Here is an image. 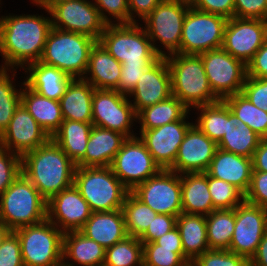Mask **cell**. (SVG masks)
I'll use <instances>...</instances> for the list:
<instances>
[{
    "label": "cell",
    "mask_w": 267,
    "mask_h": 266,
    "mask_svg": "<svg viewBox=\"0 0 267 266\" xmlns=\"http://www.w3.org/2000/svg\"><path fill=\"white\" fill-rule=\"evenodd\" d=\"M247 76L252 78H267V38L262 47L247 63Z\"/></svg>",
    "instance_id": "11a10c76"
},
{
    "label": "cell",
    "mask_w": 267,
    "mask_h": 266,
    "mask_svg": "<svg viewBox=\"0 0 267 266\" xmlns=\"http://www.w3.org/2000/svg\"><path fill=\"white\" fill-rule=\"evenodd\" d=\"M181 236L185 261L194 262L209 249L206 216L181 213L176 220Z\"/></svg>",
    "instance_id": "d6a6232c"
},
{
    "label": "cell",
    "mask_w": 267,
    "mask_h": 266,
    "mask_svg": "<svg viewBox=\"0 0 267 266\" xmlns=\"http://www.w3.org/2000/svg\"><path fill=\"white\" fill-rule=\"evenodd\" d=\"M183 248H167L155 242L143 244V266H184Z\"/></svg>",
    "instance_id": "b9f144b4"
},
{
    "label": "cell",
    "mask_w": 267,
    "mask_h": 266,
    "mask_svg": "<svg viewBox=\"0 0 267 266\" xmlns=\"http://www.w3.org/2000/svg\"><path fill=\"white\" fill-rule=\"evenodd\" d=\"M252 170V158L218 148L206 173L234 185L245 195L250 185Z\"/></svg>",
    "instance_id": "603a6c76"
},
{
    "label": "cell",
    "mask_w": 267,
    "mask_h": 266,
    "mask_svg": "<svg viewBox=\"0 0 267 266\" xmlns=\"http://www.w3.org/2000/svg\"><path fill=\"white\" fill-rule=\"evenodd\" d=\"M142 25H106L98 42L122 64L154 63L160 56Z\"/></svg>",
    "instance_id": "ba28073f"
},
{
    "label": "cell",
    "mask_w": 267,
    "mask_h": 266,
    "mask_svg": "<svg viewBox=\"0 0 267 266\" xmlns=\"http://www.w3.org/2000/svg\"><path fill=\"white\" fill-rule=\"evenodd\" d=\"M228 19L189 7L183 23L180 54L200 55L222 48Z\"/></svg>",
    "instance_id": "30bf717a"
},
{
    "label": "cell",
    "mask_w": 267,
    "mask_h": 266,
    "mask_svg": "<svg viewBox=\"0 0 267 266\" xmlns=\"http://www.w3.org/2000/svg\"><path fill=\"white\" fill-rule=\"evenodd\" d=\"M118 62L98 41L91 48L84 79L95 89L115 90L121 77Z\"/></svg>",
    "instance_id": "4316f807"
},
{
    "label": "cell",
    "mask_w": 267,
    "mask_h": 266,
    "mask_svg": "<svg viewBox=\"0 0 267 266\" xmlns=\"http://www.w3.org/2000/svg\"><path fill=\"white\" fill-rule=\"evenodd\" d=\"M198 116L195 125L211 140L218 143L225 133L239 124L224 100L196 107Z\"/></svg>",
    "instance_id": "4dcf8cb0"
},
{
    "label": "cell",
    "mask_w": 267,
    "mask_h": 266,
    "mask_svg": "<svg viewBox=\"0 0 267 266\" xmlns=\"http://www.w3.org/2000/svg\"><path fill=\"white\" fill-rule=\"evenodd\" d=\"M21 173V156L0 148V195Z\"/></svg>",
    "instance_id": "bcb514c9"
},
{
    "label": "cell",
    "mask_w": 267,
    "mask_h": 266,
    "mask_svg": "<svg viewBox=\"0 0 267 266\" xmlns=\"http://www.w3.org/2000/svg\"><path fill=\"white\" fill-rule=\"evenodd\" d=\"M137 114L127 95L116 90L95 89L92 97V124L122 133L127 138L133 133ZM133 124V125H132Z\"/></svg>",
    "instance_id": "7c38bea8"
},
{
    "label": "cell",
    "mask_w": 267,
    "mask_h": 266,
    "mask_svg": "<svg viewBox=\"0 0 267 266\" xmlns=\"http://www.w3.org/2000/svg\"><path fill=\"white\" fill-rule=\"evenodd\" d=\"M241 93L256 107L267 112V78L247 76Z\"/></svg>",
    "instance_id": "c3c4849f"
},
{
    "label": "cell",
    "mask_w": 267,
    "mask_h": 266,
    "mask_svg": "<svg viewBox=\"0 0 267 266\" xmlns=\"http://www.w3.org/2000/svg\"><path fill=\"white\" fill-rule=\"evenodd\" d=\"M46 219L47 200L21 172L0 195V221L14 231Z\"/></svg>",
    "instance_id": "277c9868"
},
{
    "label": "cell",
    "mask_w": 267,
    "mask_h": 266,
    "mask_svg": "<svg viewBox=\"0 0 267 266\" xmlns=\"http://www.w3.org/2000/svg\"><path fill=\"white\" fill-rule=\"evenodd\" d=\"M234 17L267 21V0H234Z\"/></svg>",
    "instance_id": "f5cc1de1"
},
{
    "label": "cell",
    "mask_w": 267,
    "mask_h": 266,
    "mask_svg": "<svg viewBox=\"0 0 267 266\" xmlns=\"http://www.w3.org/2000/svg\"><path fill=\"white\" fill-rule=\"evenodd\" d=\"M51 137L30 115L22 103L16 108L7 129L0 136L1 147L21 157L47 143Z\"/></svg>",
    "instance_id": "ffe728a7"
},
{
    "label": "cell",
    "mask_w": 267,
    "mask_h": 266,
    "mask_svg": "<svg viewBox=\"0 0 267 266\" xmlns=\"http://www.w3.org/2000/svg\"><path fill=\"white\" fill-rule=\"evenodd\" d=\"M93 3L107 25L130 24L128 0H95Z\"/></svg>",
    "instance_id": "ee69618b"
},
{
    "label": "cell",
    "mask_w": 267,
    "mask_h": 266,
    "mask_svg": "<svg viewBox=\"0 0 267 266\" xmlns=\"http://www.w3.org/2000/svg\"><path fill=\"white\" fill-rule=\"evenodd\" d=\"M79 231L105 249L129 236L122 209L92 212Z\"/></svg>",
    "instance_id": "d4e9b609"
},
{
    "label": "cell",
    "mask_w": 267,
    "mask_h": 266,
    "mask_svg": "<svg viewBox=\"0 0 267 266\" xmlns=\"http://www.w3.org/2000/svg\"><path fill=\"white\" fill-rule=\"evenodd\" d=\"M96 39L52 27L39 62L56 67L72 78H83Z\"/></svg>",
    "instance_id": "5b68a950"
},
{
    "label": "cell",
    "mask_w": 267,
    "mask_h": 266,
    "mask_svg": "<svg viewBox=\"0 0 267 266\" xmlns=\"http://www.w3.org/2000/svg\"><path fill=\"white\" fill-rule=\"evenodd\" d=\"M110 167L130 191L161 170L139 136L123 142Z\"/></svg>",
    "instance_id": "5bb4252c"
},
{
    "label": "cell",
    "mask_w": 267,
    "mask_h": 266,
    "mask_svg": "<svg viewBox=\"0 0 267 266\" xmlns=\"http://www.w3.org/2000/svg\"><path fill=\"white\" fill-rule=\"evenodd\" d=\"M24 266H62L63 232L48 219L13 231Z\"/></svg>",
    "instance_id": "9c48e42d"
},
{
    "label": "cell",
    "mask_w": 267,
    "mask_h": 266,
    "mask_svg": "<svg viewBox=\"0 0 267 266\" xmlns=\"http://www.w3.org/2000/svg\"><path fill=\"white\" fill-rule=\"evenodd\" d=\"M171 96L170 70L166 57H160L144 71L128 98L134 99L130 102L138 114L142 109L165 101Z\"/></svg>",
    "instance_id": "44dd1931"
},
{
    "label": "cell",
    "mask_w": 267,
    "mask_h": 266,
    "mask_svg": "<svg viewBox=\"0 0 267 266\" xmlns=\"http://www.w3.org/2000/svg\"><path fill=\"white\" fill-rule=\"evenodd\" d=\"M153 63L122 64L121 77L115 89L121 94L129 95L135 88L144 71Z\"/></svg>",
    "instance_id": "f907efd6"
},
{
    "label": "cell",
    "mask_w": 267,
    "mask_h": 266,
    "mask_svg": "<svg viewBox=\"0 0 267 266\" xmlns=\"http://www.w3.org/2000/svg\"><path fill=\"white\" fill-rule=\"evenodd\" d=\"M122 212L129 236L139 238L148 228L157 213L140 201L131 191L125 198Z\"/></svg>",
    "instance_id": "f35d334b"
},
{
    "label": "cell",
    "mask_w": 267,
    "mask_h": 266,
    "mask_svg": "<svg viewBox=\"0 0 267 266\" xmlns=\"http://www.w3.org/2000/svg\"><path fill=\"white\" fill-rule=\"evenodd\" d=\"M208 189L215 209H234L244 201V194L234 185L209 175Z\"/></svg>",
    "instance_id": "7bdbcfd3"
},
{
    "label": "cell",
    "mask_w": 267,
    "mask_h": 266,
    "mask_svg": "<svg viewBox=\"0 0 267 266\" xmlns=\"http://www.w3.org/2000/svg\"><path fill=\"white\" fill-rule=\"evenodd\" d=\"M189 110L177 97L171 96L165 101L142 109L137 114L140 129H154L165 124L181 120Z\"/></svg>",
    "instance_id": "e575fe53"
},
{
    "label": "cell",
    "mask_w": 267,
    "mask_h": 266,
    "mask_svg": "<svg viewBox=\"0 0 267 266\" xmlns=\"http://www.w3.org/2000/svg\"><path fill=\"white\" fill-rule=\"evenodd\" d=\"M190 6V0H163L142 20L147 36L160 57L179 53L183 23ZM156 42L160 44L156 45Z\"/></svg>",
    "instance_id": "52a82bcc"
},
{
    "label": "cell",
    "mask_w": 267,
    "mask_h": 266,
    "mask_svg": "<svg viewBox=\"0 0 267 266\" xmlns=\"http://www.w3.org/2000/svg\"><path fill=\"white\" fill-rule=\"evenodd\" d=\"M27 73L24 83L36 93L60 101L72 77L60 69L39 61L24 69Z\"/></svg>",
    "instance_id": "83f0119b"
},
{
    "label": "cell",
    "mask_w": 267,
    "mask_h": 266,
    "mask_svg": "<svg viewBox=\"0 0 267 266\" xmlns=\"http://www.w3.org/2000/svg\"><path fill=\"white\" fill-rule=\"evenodd\" d=\"M0 266H24L20 241L13 231L0 245Z\"/></svg>",
    "instance_id": "816d5d0a"
},
{
    "label": "cell",
    "mask_w": 267,
    "mask_h": 266,
    "mask_svg": "<svg viewBox=\"0 0 267 266\" xmlns=\"http://www.w3.org/2000/svg\"><path fill=\"white\" fill-rule=\"evenodd\" d=\"M21 103L50 137L60 128L64 120L60 101L41 96L23 81Z\"/></svg>",
    "instance_id": "1f68e13d"
},
{
    "label": "cell",
    "mask_w": 267,
    "mask_h": 266,
    "mask_svg": "<svg viewBox=\"0 0 267 266\" xmlns=\"http://www.w3.org/2000/svg\"><path fill=\"white\" fill-rule=\"evenodd\" d=\"M157 245L167 248H183L180 232L177 227L154 241Z\"/></svg>",
    "instance_id": "680465c9"
},
{
    "label": "cell",
    "mask_w": 267,
    "mask_h": 266,
    "mask_svg": "<svg viewBox=\"0 0 267 266\" xmlns=\"http://www.w3.org/2000/svg\"><path fill=\"white\" fill-rule=\"evenodd\" d=\"M16 73V70L0 67V136L9 126L16 108L21 103L22 84L18 89L13 81L14 77H17Z\"/></svg>",
    "instance_id": "74e56055"
},
{
    "label": "cell",
    "mask_w": 267,
    "mask_h": 266,
    "mask_svg": "<svg viewBox=\"0 0 267 266\" xmlns=\"http://www.w3.org/2000/svg\"><path fill=\"white\" fill-rule=\"evenodd\" d=\"M190 5L200 11L230 19L234 17V0H190Z\"/></svg>",
    "instance_id": "db71d44e"
},
{
    "label": "cell",
    "mask_w": 267,
    "mask_h": 266,
    "mask_svg": "<svg viewBox=\"0 0 267 266\" xmlns=\"http://www.w3.org/2000/svg\"><path fill=\"white\" fill-rule=\"evenodd\" d=\"M193 263L196 266H247L249 261L229 250L208 249Z\"/></svg>",
    "instance_id": "f6af8a7d"
},
{
    "label": "cell",
    "mask_w": 267,
    "mask_h": 266,
    "mask_svg": "<svg viewBox=\"0 0 267 266\" xmlns=\"http://www.w3.org/2000/svg\"><path fill=\"white\" fill-rule=\"evenodd\" d=\"M103 266H143V244L133 236L123 240L105 250Z\"/></svg>",
    "instance_id": "60d3db41"
},
{
    "label": "cell",
    "mask_w": 267,
    "mask_h": 266,
    "mask_svg": "<svg viewBox=\"0 0 267 266\" xmlns=\"http://www.w3.org/2000/svg\"><path fill=\"white\" fill-rule=\"evenodd\" d=\"M188 114L191 115L190 111L181 120L154 129H139V138L161 169L169 170L174 165L179 146L194 124L187 121Z\"/></svg>",
    "instance_id": "ac0fdd59"
},
{
    "label": "cell",
    "mask_w": 267,
    "mask_h": 266,
    "mask_svg": "<svg viewBox=\"0 0 267 266\" xmlns=\"http://www.w3.org/2000/svg\"><path fill=\"white\" fill-rule=\"evenodd\" d=\"M74 185L92 212L122 209L130 190L108 167H76Z\"/></svg>",
    "instance_id": "8992f818"
},
{
    "label": "cell",
    "mask_w": 267,
    "mask_h": 266,
    "mask_svg": "<svg viewBox=\"0 0 267 266\" xmlns=\"http://www.w3.org/2000/svg\"><path fill=\"white\" fill-rule=\"evenodd\" d=\"M204 65L209 86L219 100L241 93L247 77L244 62L234 58L223 48L199 55Z\"/></svg>",
    "instance_id": "8fae6325"
},
{
    "label": "cell",
    "mask_w": 267,
    "mask_h": 266,
    "mask_svg": "<svg viewBox=\"0 0 267 266\" xmlns=\"http://www.w3.org/2000/svg\"><path fill=\"white\" fill-rule=\"evenodd\" d=\"M252 171L267 172V138L261 139L252 157Z\"/></svg>",
    "instance_id": "6f0895ef"
},
{
    "label": "cell",
    "mask_w": 267,
    "mask_h": 266,
    "mask_svg": "<svg viewBox=\"0 0 267 266\" xmlns=\"http://www.w3.org/2000/svg\"><path fill=\"white\" fill-rule=\"evenodd\" d=\"M12 231L0 221V245Z\"/></svg>",
    "instance_id": "6125c7cd"
},
{
    "label": "cell",
    "mask_w": 267,
    "mask_h": 266,
    "mask_svg": "<svg viewBox=\"0 0 267 266\" xmlns=\"http://www.w3.org/2000/svg\"><path fill=\"white\" fill-rule=\"evenodd\" d=\"M157 214L178 217L182 211L181 174L161 169L131 191Z\"/></svg>",
    "instance_id": "4fadbf2b"
},
{
    "label": "cell",
    "mask_w": 267,
    "mask_h": 266,
    "mask_svg": "<svg viewBox=\"0 0 267 266\" xmlns=\"http://www.w3.org/2000/svg\"><path fill=\"white\" fill-rule=\"evenodd\" d=\"M127 139L122 133L93 125L84 158L76 167H108Z\"/></svg>",
    "instance_id": "cb8c5ba5"
},
{
    "label": "cell",
    "mask_w": 267,
    "mask_h": 266,
    "mask_svg": "<svg viewBox=\"0 0 267 266\" xmlns=\"http://www.w3.org/2000/svg\"><path fill=\"white\" fill-rule=\"evenodd\" d=\"M181 202L185 214L206 216L215 210L206 172L181 174Z\"/></svg>",
    "instance_id": "f1b7e54d"
},
{
    "label": "cell",
    "mask_w": 267,
    "mask_h": 266,
    "mask_svg": "<svg viewBox=\"0 0 267 266\" xmlns=\"http://www.w3.org/2000/svg\"><path fill=\"white\" fill-rule=\"evenodd\" d=\"M11 14L0 17V56L3 57L0 66L24 70L40 60L52 29L51 16Z\"/></svg>",
    "instance_id": "6da1fadb"
},
{
    "label": "cell",
    "mask_w": 267,
    "mask_h": 266,
    "mask_svg": "<svg viewBox=\"0 0 267 266\" xmlns=\"http://www.w3.org/2000/svg\"><path fill=\"white\" fill-rule=\"evenodd\" d=\"M92 128V122L64 119L60 128L53 134L51 139L77 165L85 156Z\"/></svg>",
    "instance_id": "836d02e7"
},
{
    "label": "cell",
    "mask_w": 267,
    "mask_h": 266,
    "mask_svg": "<svg viewBox=\"0 0 267 266\" xmlns=\"http://www.w3.org/2000/svg\"><path fill=\"white\" fill-rule=\"evenodd\" d=\"M176 216L157 214L147 230L138 238L142 244L154 242L156 239L176 227Z\"/></svg>",
    "instance_id": "681fc988"
},
{
    "label": "cell",
    "mask_w": 267,
    "mask_h": 266,
    "mask_svg": "<svg viewBox=\"0 0 267 266\" xmlns=\"http://www.w3.org/2000/svg\"><path fill=\"white\" fill-rule=\"evenodd\" d=\"M161 1L163 0H128L130 24L142 21Z\"/></svg>",
    "instance_id": "9f6ffc18"
},
{
    "label": "cell",
    "mask_w": 267,
    "mask_h": 266,
    "mask_svg": "<svg viewBox=\"0 0 267 266\" xmlns=\"http://www.w3.org/2000/svg\"><path fill=\"white\" fill-rule=\"evenodd\" d=\"M69 0H32V4H36L35 6L41 7L42 10L50 11L55 5L60 4L62 2H66Z\"/></svg>",
    "instance_id": "94428289"
},
{
    "label": "cell",
    "mask_w": 267,
    "mask_h": 266,
    "mask_svg": "<svg viewBox=\"0 0 267 266\" xmlns=\"http://www.w3.org/2000/svg\"><path fill=\"white\" fill-rule=\"evenodd\" d=\"M171 75L172 96L189 110L219 99L211 90L199 55L174 53L166 56Z\"/></svg>",
    "instance_id": "3957f363"
},
{
    "label": "cell",
    "mask_w": 267,
    "mask_h": 266,
    "mask_svg": "<svg viewBox=\"0 0 267 266\" xmlns=\"http://www.w3.org/2000/svg\"><path fill=\"white\" fill-rule=\"evenodd\" d=\"M95 88L84 78H72L60 98L63 119L92 122V97Z\"/></svg>",
    "instance_id": "f546056e"
},
{
    "label": "cell",
    "mask_w": 267,
    "mask_h": 266,
    "mask_svg": "<svg viewBox=\"0 0 267 266\" xmlns=\"http://www.w3.org/2000/svg\"><path fill=\"white\" fill-rule=\"evenodd\" d=\"M76 164L52 140L21 157V172L48 201L74 184Z\"/></svg>",
    "instance_id": "7a4b0ae2"
},
{
    "label": "cell",
    "mask_w": 267,
    "mask_h": 266,
    "mask_svg": "<svg viewBox=\"0 0 267 266\" xmlns=\"http://www.w3.org/2000/svg\"><path fill=\"white\" fill-rule=\"evenodd\" d=\"M231 112L262 139L267 138V112L252 104L242 93L224 99Z\"/></svg>",
    "instance_id": "8d00e7d4"
},
{
    "label": "cell",
    "mask_w": 267,
    "mask_h": 266,
    "mask_svg": "<svg viewBox=\"0 0 267 266\" xmlns=\"http://www.w3.org/2000/svg\"><path fill=\"white\" fill-rule=\"evenodd\" d=\"M267 232V209L245 200L235 207V228L229 251L248 261Z\"/></svg>",
    "instance_id": "2e32d148"
},
{
    "label": "cell",
    "mask_w": 267,
    "mask_h": 266,
    "mask_svg": "<svg viewBox=\"0 0 267 266\" xmlns=\"http://www.w3.org/2000/svg\"><path fill=\"white\" fill-rule=\"evenodd\" d=\"M91 214L89 204L74 184L47 201V219L63 233L79 231Z\"/></svg>",
    "instance_id": "d6986e66"
},
{
    "label": "cell",
    "mask_w": 267,
    "mask_h": 266,
    "mask_svg": "<svg viewBox=\"0 0 267 266\" xmlns=\"http://www.w3.org/2000/svg\"><path fill=\"white\" fill-rule=\"evenodd\" d=\"M217 149V143L193 124L186 132L174 165L169 170L178 174L206 172Z\"/></svg>",
    "instance_id": "7402d4cb"
},
{
    "label": "cell",
    "mask_w": 267,
    "mask_h": 266,
    "mask_svg": "<svg viewBox=\"0 0 267 266\" xmlns=\"http://www.w3.org/2000/svg\"><path fill=\"white\" fill-rule=\"evenodd\" d=\"M244 200L267 209V172L252 171L251 181Z\"/></svg>",
    "instance_id": "7dc6e473"
},
{
    "label": "cell",
    "mask_w": 267,
    "mask_h": 266,
    "mask_svg": "<svg viewBox=\"0 0 267 266\" xmlns=\"http://www.w3.org/2000/svg\"><path fill=\"white\" fill-rule=\"evenodd\" d=\"M209 249L229 250L235 228V208L215 209L206 215Z\"/></svg>",
    "instance_id": "d590c367"
},
{
    "label": "cell",
    "mask_w": 267,
    "mask_h": 266,
    "mask_svg": "<svg viewBox=\"0 0 267 266\" xmlns=\"http://www.w3.org/2000/svg\"><path fill=\"white\" fill-rule=\"evenodd\" d=\"M46 12L51 16L52 27L86 34L97 41L107 25L91 0H69Z\"/></svg>",
    "instance_id": "9a60e30c"
},
{
    "label": "cell",
    "mask_w": 267,
    "mask_h": 266,
    "mask_svg": "<svg viewBox=\"0 0 267 266\" xmlns=\"http://www.w3.org/2000/svg\"><path fill=\"white\" fill-rule=\"evenodd\" d=\"M184 266H196L193 262H188Z\"/></svg>",
    "instance_id": "be15d7a7"
},
{
    "label": "cell",
    "mask_w": 267,
    "mask_h": 266,
    "mask_svg": "<svg viewBox=\"0 0 267 266\" xmlns=\"http://www.w3.org/2000/svg\"><path fill=\"white\" fill-rule=\"evenodd\" d=\"M253 266H267V232L263 235L255 254L249 260Z\"/></svg>",
    "instance_id": "91938a15"
},
{
    "label": "cell",
    "mask_w": 267,
    "mask_h": 266,
    "mask_svg": "<svg viewBox=\"0 0 267 266\" xmlns=\"http://www.w3.org/2000/svg\"><path fill=\"white\" fill-rule=\"evenodd\" d=\"M266 38V20L233 17L227 21L222 48L247 65Z\"/></svg>",
    "instance_id": "e0dca14e"
},
{
    "label": "cell",
    "mask_w": 267,
    "mask_h": 266,
    "mask_svg": "<svg viewBox=\"0 0 267 266\" xmlns=\"http://www.w3.org/2000/svg\"><path fill=\"white\" fill-rule=\"evenodd\" d=\"M105 250L103 246L87 238L80 231L64 232L62 266H103Z\"/></svg>",
    "instance_id": "484cf974"
},
{
    "label": "cell",
    "mask_w": 267,
    "mask_h": 266,
    "mask_svg": "<svg viewBox=\"0 0 267 266\" xmlns=\"http://www.w3.org/2000/svg\"><path fill=\"white\" fill-rule=\"evenodd\" d=\"M261 139L245 123L239 122L235 128L223 135L217 145L219 149L252 158Z\"/></svg>",
    "instance_id": "ab89813d"
}]
</instances>
